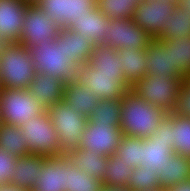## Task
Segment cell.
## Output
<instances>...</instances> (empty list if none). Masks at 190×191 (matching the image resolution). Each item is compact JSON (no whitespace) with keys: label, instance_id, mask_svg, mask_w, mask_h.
<instances>
[{"label":"cell","instance_id":"cell-29","mask_svg":"<svg viewBox=\"0 0 190 191\" xmlns=\"http://www.w3.org/2000/svg\"><path fill=\"white\" fill-rule=\"evenodd\" d=\"M172 121L171 140L174 141V152L190 158V118L166 114Z\"/></svg>","mask_w":190,"mask_h":191},{"label":"cell","instance_id":"cell-18","mask_svg":"<svg viewBox=\"0 0 190 191\" xmlns=\"http://www.w3.org/2000/svg\"><path fill=\"white\" fill-rule=\"evenodd\" d=\"M64 84L49 74L36 73L27 90L44 109H47L63 99Z\"/></svg>","mask_w":190,"mask_h":191},{"label":"cell","instance_id":"cell-8","mask_svg":"<svg viewBox=\"0 0 190 191\" xmlns=\"http://www.w3.org/2000/svg\"><path fill=\"white\" fill-rule=\"evenodd\" d=\"M78 78L100 99H122L132 87L123 72L95 71L87 63L78 69Z\"/></svg>","mask_w":190,"mask_h":191},{"label":"cell","instance_id":"cell-35","mask_svg":"<svg viewBox=\"0 0 190 191\" xmlns=\"http://www.w3.org/2000/svg\"><path fill=\"white\" fill-rule=\"evenodd\" d=\"M104 183L70 164L69 187L66 191H102Z\"/></svg>","mask_w":190,"mask_h":191},{"label":"cell","instance_id":"cell-26","mask_svg":"<svg viewBox=\"0 0 190 191\" xmlns=\"http://www.w3.org/2000/svg\"><path fill=\"white\" fill-rule=\"evenodd\" d=\"M171 52L174 73L182 79L190 76V37L176 39H159Z\"/></svg>","mask_w":190,"mask_h":191},{"label":"cell","instance_id":"cell-36","mask_svg":"<svg viewBox=\"0 0 190 191\" xmlns=\"http://www.w3.org/2000/svg\"><path fill=\"white\" fill-rule=\"evenodd\" d=\"M158 173L148 169L145 165L133 168V173L128 181L131 191H141L151 188H159Z\"/></svg>","mask_w":190,"mask_h":191},{"label":"cell","instance_id":"cell-7","mask_svg":"<svg viewBox=\"0 0 190 191\" xmlns=\"http://www.w3.org/2000/svg\"><path fill=\"white\" fill-rule=\"evenodd\" d=\"M0 106L3 122L21 127L45 109L27 89L0 88Z\"/></svg>","mask_w":190,"mask_h":191},{"label":"cell","instance_id":"cell-46","mask_svg":"<svg viewBox=\"0 0 190 191\" xmlns=\"http://www.w3.org/2000/svg\"><path fill=\"white\" fill-rule=\"evenodd\" d=\"M3 120H2V114H1V106H0V127L3 125Z\"/></svg>","mask_w":190,"mask_h":191},{"label":"cell","instance_id":"cell-49","mask_svg":"<svg viewBox=\"0 0 190 191\" xmlns=\"http://www.w3.org/2000/svg\"><path fill=\"white\" fill-rule=\"evenodd\" d=\"M141 1H143V0H134V2L137 4V3H139V2H141Z\"/></svg>","mask_w":190,"mask_h":191},{"label":"cell","instance_id":"cell-45","mask_svg":"<svg viewBox=\"0 0 190 191\" xmlns=\"http://www.w3.org/2000/svg\"><path fill=\"white\" fill-rule=\"evenodd\" d=\"M28 4H35L38 0H23Z\"/></svg>","mask_w":190,"mask_h":191},{"label":"cell","instance_id":"cell-21","mask_svg":"<svg viewBox=\"0 0 190 191\" xmlns=\"http://www.w3.org/2000/svg\"><path fill=\"white\" fill-rule=\"evenodd\" d=\"M118 60L125 80L131 86L146 75V49H119Z\"/></svg>","mask_w":190,"mask_h":191},{"label":"cell","instance_id":"cell-5","mask_svg":"<svg viewBox=\"0 0 190 191\" xmlns=\"http://www.w3.org/2000/svg\"><path fill=\"white\" fill-rule=\"evenodd\" d=\"M55 130L63 154H67L79 148L82 133L86 127L87 120L78 111L63 99L57 104L46 109Z\"/></svg>","mask_w":190,"mask_h":191},{"label":"cell","instance_id":"cell-25","mask_svg":"<svg viewBox=\"0 0 190 191\" xmlns=\"http://www.w3.org/2000/svg\"><path fill=\"white\" fill-rule=\"evenodd\" d=\"M66 155L75 167L103 182V172L107 167L108 157L82 148H77Z\"/></svg>","mask_w":190,"mask_h":191},{"label":"cell","instance_id":"cell-10","mask_svg":"<svg viewBox=\"0 0 190 191\" xmlns=\"http://www.w3.org/2000/svg\"><path fill=\"white\" fill-rule=\"evenodd\" d=\"M106 34L100 46L112 47L116 50L146 49L153 39L145 30L130 19L110 18Z\"/></svg>","mask_w":190,"mask_h":191},{"label":"cell","instance_id":"cell-15","mask_svg":"<svg viewBox=\"0 0 190 191\" xmlns=\"http://www.w3.org/2000/svg\"><path fill=\"white\" fill-rule=\"evenodd\" d=\"M28 5L23 0H0V38L4 43L20 41Z\"/></svg>","mask_w":190,"mask_h":191},{"label":"cell","instance_id":"cell-31","mask_svg":"<svg viewBox=\"0 0 190 191\" xmlns=\"http://www.w3.org/2000/svg\"><path fill=\"white\" fill-rule=\"evenodd\" d=\"M87 64L95 71L122 72L118 50L107 46H96Z\"/></svg>","mask_w":190,"mask_h":191},{"label":"cell","instance_id":"cell-39","mask_svg":"<svg viewBox=\"0 0 190 191\" xmlns=\"http://www.w3.org/2000/svg\"><path fill=\"white\" fill-rule=\"evenodd\" d=\"M172 127L173 121L167 115H165L151 136L156 140H163L167 142L168 146L174 150V141L171 140Z\"/></svg>","mask_w":190,"mask_h":191},{"label":"cell","instance_id":"cell-34","mask_svg":"<svg viewBox=\"0 0 190 191\" xmlns=\"http://www.w3.org/2000/svg\"><path fill=\"white\" fill-rule=\"evenodd\" d=\"M96 5L109 18L130 19L137 4L134 0H97Z\"/></svg>","mask_w":190,"mask_h":191},{"label":"cell","instance_id":"cell-27","mask_svg":"<svg viewBox=\"0 0 190 191\" xmlns=\"http://www.w3.org/2000/svg\"><path fill=\"white\" fill-rule=\"evenodd\" d=\"M173 18L166 21V27L156 39H176L178 37H190V11L180 2L176 3L173 10Z\"/></svg>","mask_w":190,"mask_h":191},{"label":"cell","instance_id":"cell-12","mask_svg":"<svg viewBox=\"0 0 190 191\" xmlns=\"http://www.w3.org/2000/svg\"><path fill=\"white\" fill-rule=\"evenodd\" d=\"M121 138L120 126L87 120L79 142V148L109 157L115 154Z\"/></svg>","mask_w":190,"mask_h":191},{"label":"cell","instance_id":"cell-33","mask_svg":"<svg viewBox=\"0 0 190 191\" xmlns=\"http://www.w3.org/2000/svg\"><path fill=\"white\" fill-rule=\"evenodd\" d=\"M121 114V99H100L98 106L88 120L120 126Z\"/></svg>","mask_w":190,"mask_h":191},{"label":"cell","instance_id":"cell-38","mask_svg":"<svg viewBox=\"0 0 190 191\" xmlns=\"http://www.w3.org/2000/svg\"><path fill=\"white\" fill-rule=\"evenodd\" d=\"M17 159L18 157L0 148V185H6L11 181Z\"/></svg>","mask_w":190,"mask_h":191},{"label":"cell","instance_id":"cell-19","mask_svg":"<svg viewBox=\"0 0 190 191\" xmlns=\"http://www.w3.org/2000/svg\"><path fill=\"white\" fill-rule=\"evenodd\" d=\"M58 38L64 43L65 57L78 69L88 62L96 47L87 36L66 28L60 29Z\"/></svg>","mask_w":190,"mask_h":191},{"label":"cell","instance_id":"cell-40","mask_svg":"<svg viewBox=\"0 0 190 191\" xmlns=\"http://www.w3.org/2000/svg\"><path fill=\"white\" fill-rule=\"evenodd\" d=\"M167 191H190V180L177 183L176 185L167 189Z\"/></svg>","mask_w":190,"mask_h":191},{"label":"cell","instance_id":"cell-24","mask_svg":"<svg viewBox=\"0 0 190 191\" xmlns=\"http://www.w3.org/2000/svg\"><path fill=\"white\" fill-rule=\"evenodd\" d=\"M190 180V158L172 154L162 171L158 172L160 188L169 189L177 183Z\"/></svg>","mask_w":190,"mask_h":191},{"label":"cell","instance_id":"cell-14","mask_svg":"<svg viewBox=\"0 0 190 191\" xmlns=\"http://www.w3.org/2000/svg\"><path fill=\"white\" fill-rule=\"evenodd\" d=\"M70 164L66 154L48 157L31 191H66L69 187Z\"/></svg>","mask_w":190,"mask_h":191},{"label":"cell","instance_id":"cell-13","mask_svg":"<svg viewBox=\"0 0 190 191\" xmlns=\"http://www.w3.org/2000/svg\"><path fill=\"white\" fill-rule=\"evenodd\" d=\"M97 0H38L35 4L46 16L67 28L72 21L86 16L94 9Z\"/></svg>","mask_w":190,"mask_h":191},{"label":"cell","instance_id":"cell-17","mask_svg":"<svg viewBox=\"0 0 190 191\" xmlns=\"http://www.w3.org/2000/svg\"><path fill=\"white\" fill-rule=\"evenodd\" d=\"M63 100L81 116L89 119L98 106L100 98L77 77L64 84Z\"/></svg>","mask_w":190,"mask_h":191},{"label":"cell","instance_id":"cell-16","mask_svg":"<svg viewBox=\"0 0 190 191\" xmlns=\"http://www.w3.org/2000/svg\"><path fill=\"white\" fill-rule=\"evenodd\" d=\"M48 156L29 154L18 157L16 167L14 168L13 177L8 185L31 191L42 173L44 162Z\"/></svg>","mask_w":190,"mask_h":191},{"label":"cell","instance_id":"cell-30","mask_svg":"<svg viewBox=\"0 0 190 191\" xmlns=\"http://www.w3.org/2000/svg\"><path fill=\"white\" fill-rule=\"evenodd\" d=\"M115 154L108 157L107 167L103 172V183L108 186L128 188V181L133 173V168Z\"/></svg>","mask_w":190,"mask_h":191},{"label":"cell","instance_id":"cell-22","mask_svg":"<svg viewBox=\"0 0 190 191\" xmlns=\"http://www.w3.org/2000/svg\"><path fill=\"white\" fill-rule=\"evenodd\" d=\"M146 74L176 75L172 65L171 52L159 39L153 38L146 48Z\"/></svg>","mask_w":190,"mask_h":191},{"label":"cell","instance_id":"cell-32","mask_svg":"<svg viewBox=\"0 0 190 191\" xmlns=\"http://www.w3.org/2000/svg\"><path fill=\"white\" fill-rule=\"evenodd\" d=\"M143 138L122 135L115 155L122 159L126 166L135 168L142 165Z\"/></svg>","mask_w":190,"mask_h":191},{"label":"cell","instance_id":"cell-11","mask_svg":"<svg viewBox=\"0 0 190 191\" xmlns=\"http://www.w3.org/2000/svg\"><path fill=\"white\" fill-rule=\"evenodd\" d=\"M175 5L176 2L170 0H143L137 3L132 20L152 38H156L166 27V21L173 18Z\"/></svg>","mask_w":190,"mask_h":191},{"label":"cell","instance_id":"cell-44","mask_svg":"<svg viewBox=\"0 0 190 191\" xmlns=\"http://www.w3.org/2000/svg\"><path fill=\"white\" fill-rule=\"evenodd\" d=\"M141 191H167V189H162L159 187V188H151V189H146Z\"/></svg>","mask_w":190,"mask_h":191},{"label":"cell","instance_id":"cell-37","mask_svg":"<svg viewBox=\"0 0 190 191\" xmlns=\"http://www.w3.org/2000/svg\"><path fill=\"white\" fill-rule=\"evenodd\" d=\"M173 114L190 118V79L185 78L181 82L177 92L175 108Z\"/></svg>","mask_w":190,"mask_h":191},{"label":"cell","instance_id":"cell-43","mask_svg":"<svg viewBox=\"0 0 190 191\" xmlns=\"http://www.w3.org/2000/svg\"><path fill=\"white\" fill-rule=\"evenodd\" d=\"M179 2L190 11V0H180Z\"/></svg>","mask_w":190,"mask_h":191},{"label":"cell","instance_id":"cell-47","mask_svg":"<svg viewBox=\"0 0 190 191\" xmlns=\"http://www.w3.org/2000/svg\"><path fill=\"white\" fill-rule=\"evenodd\" d=\"M4 42L3 40L0 38V47L3 46Z\"/></svg>","mask_w":190,"mask_h":191},{"label":"cell","instance_id":"cell-1","mask_svg":"<svg viewBox=\"0 0 190 191\" xmlns=\"http://www.w3.org/2000/svg\"><path fill=\"white\" fill-rule=\"evenodd\" d=\"M120 130L122 135L149 138L167 114L153 104L140 98L129 89L121 99Z\"/></svg>","mask_w":190,"mask_h":191},{"label":"cell","instance_id":"cell-6","mask_svg":"<svg viewBox=\"0 0 190 191\" xmlns=\"http://www.w3.org/2000/svg\"><path fill=\"white\" fill-rule=\"evenodd\" d=\"M27 147L31 154L48 157L64 155L58 140V133L52 124L46 109L21 126Z\"/></svg>","mask_w":190,"mask_h":191},{"label":"cell","instance_id":"cell-3","mask_svg":"<svg viewBox=\"0 0 190 191\" xmlns=\"http://www.w3.org/2000/svg\"><path fill=\"white\" fill-rule=\"evenodd\" d=\"M29 50L36 73L49 74L64 83L78 77V68L65 57L64 43L58 37L54 42L39 43Z\"/></svg>","mask_w":190,"mask_h":191},{"label":"cell","instance_id":"cell-42","mask_svg":"<svg viewBox=\"0 0 190 191\" xmlns=\"http://www.w3.org/2000/svg\"><path fill=\"white\" fill-rule=\"evenodd\" d=\"M0 191H26V190L6 184V185H0Z\"/></svg>","mask_w":190,"mask_h":191},{"label":"cell","instance_id":"cell-9","mask_svg":"<svg viewBox=\"0 0 190 191\" xmlns=\"http://www.w3.org/2000/svg\"><path fill=\"white\" fill-rule=\"evenodd\" d=\"M20 43L29 49L39 43L54 42L61 27L36 4H29L23 20Z\"/></svg>","mask_w":190,"mask_h":191},{"label":"cell","instance_id":"cell-20","mask_svg":"<svg viewBox=\"0 0 190 191\" xmlns=\"http://www.w3.org/2000/svg\"><path fill=\"white\" fill-rule=\"evenodd\" d=\"M109 23L110 18L105 16L96 6L86 16L72 21L66 29L87 36L95 46H98L104 39Z\"/></svg>","mask_w":190,"mask_h":191},{"label":"cell","instance_id":"cell-28","mask_svg":"<svg viewBox=\"0 0 190 191\" xmlns=\"http://www.w3.org/2000/svg\"><path fill=\"white\" fill-rule=\"evenodd\" d=\"M27 138L24 137L21 127L3 123L0 127V148L16 157L31 154L27 147Z\"/></svg>","mask_w":190,"mask_h":191},{"label":"cell","instance_id":"cell-23","mask_svg":"<svg viewBox=\"0 0 190 191\" xmlns=\"http://www.w3.org/2000/svg\"><path fill=\"white\" fill-rule=\"evenodd\" d=\"M174 153V150L168 146L167 142L156 140L150 136L143 139L142 165H145L154 173H158L162 171L170 156Z\"/></svg>","mask_w":190,"mask_h":191},{"label":"cell","instance_id":"cell-4","mask_svg":"<svg viewBox=\"0 0 190 191\" xmlns=\"http://www.w3.org/2000/svg\"><path fill=\"white\" fill-rule=\"evenodd\" d=\"M182 80L178 75L146 74L131 89L146 102L165 113H171L175 108L177 92Z\"/></svg>","mask_w":190,"mask_h":191},{"label":"cell","instance_id":"cell-41","mask_svg":"<svg viewBox=\"0 0 190 191\" xmlns=\"http://www.w3.org/2000/svg\"><path fill=\"white\" fill-rule=\"evenodd\" d=\"M102 191H131V190L126 187L104 185Z\"/></svg>","mask_w":190,"mask_h":191},{"label":"cell","instance_id":"cell-48","mask_svg":"<svg viewBox=\"0 0 190 191\" xmlns=\"http://www.w3.org/2000/svg\"><path fill=\"white\" fill-rule=\"evenodd\" d=\"M160 1H163V0H160ZM170 1L178 3L180 0H170Z\"/></svg>","mask_w":190,"mask_h":191},{"label":"cell","instance_id":"cell-2","mask_svg":"<svg viewBox=\"0 0 190 191\" xmlns=\"http://www.w3.org/2000/svg\"><path fill=\"white\" fill-rule=\"evenodd\" d=\"M35 74L31 52L20 42L0 47V88L27 89Z\"/></svg>","mask_w":190,"mask_h":191}]
</instances>
